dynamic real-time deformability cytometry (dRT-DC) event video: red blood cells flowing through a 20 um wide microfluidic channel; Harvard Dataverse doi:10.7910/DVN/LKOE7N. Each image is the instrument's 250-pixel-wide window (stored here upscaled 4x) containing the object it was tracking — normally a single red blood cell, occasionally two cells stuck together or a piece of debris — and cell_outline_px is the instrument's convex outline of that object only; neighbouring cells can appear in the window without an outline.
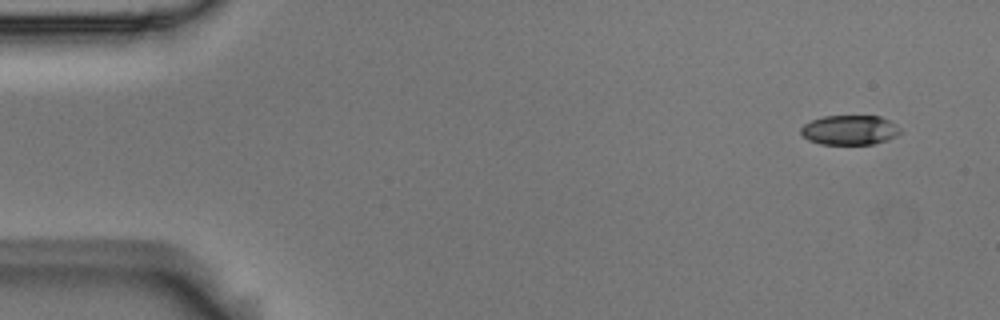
{"species": "Egyptian fruit bat (a non-hibernating species)", "species_latin": "Rousettus aegyptiacus", "temperature_condition": "room temperature", "stored_images_in_passage": 5, "camera_frame_rate_fps": 3000, "um_per_image_px": 0.085, "animal": {"sex": "male"}, "frame": {"image": 1, "passage_image": 1, "time_ms": 0.0, "image_size_px": [1000, 320], "cell_outline_px": [[900, 132], [896, 136], [888, 140], [872, 144], [820, 144], [808, 140], [800, 132], [800, 128], [804, 124], [812, 120], [824, 116], [880, 116], [896, 124], [900, 128]], "centroid_in_image_um": [72.22, 11.05], "position_along_channel_um": 12.8, "area_um2": 17.17}}